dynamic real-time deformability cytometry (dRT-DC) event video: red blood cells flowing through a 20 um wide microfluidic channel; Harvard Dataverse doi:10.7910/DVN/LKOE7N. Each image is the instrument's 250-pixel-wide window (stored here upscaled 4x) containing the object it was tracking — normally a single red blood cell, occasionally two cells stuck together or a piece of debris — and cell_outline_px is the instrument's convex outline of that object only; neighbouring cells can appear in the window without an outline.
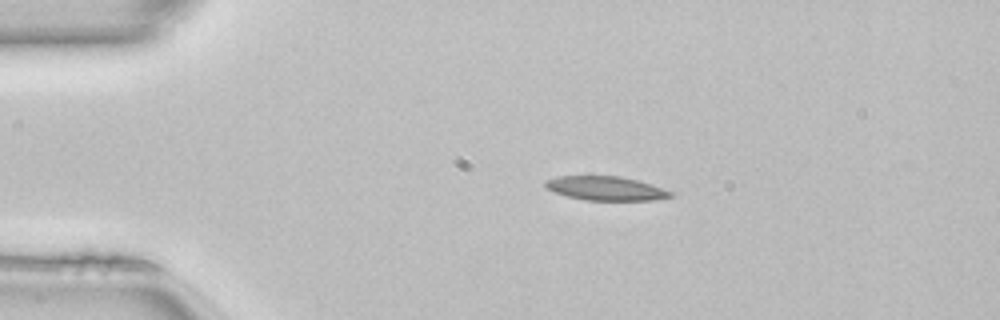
{"species": "common noctule bat (a hibernating species)", "species_latin": "Nyctalus noctula", "temperature_condition": "room temperature", "stored_images_in_passage": 40, "camera_frame_rate_fps": 3000, "um_per_image_px": 0.085, "animal": {"sex": "female", "body_mass_g": 22.7, "forearm_length_mm": 54.2}, "frame": {"image": 1, "passage_image": 1, "time_ms": 0.0, "image_size_px": [1000, 320], "cell_outline_px": [[672, 196], [652, 200], [584, 200], [552, 192], [544, 184], [544, 180], [560, 176], [620, 176], [636, 180], [672, 192]], "centroid_in_image_um": [51.42, 16.01], "position_along_channel_um": 33.6, "area_um2": 17.22}}
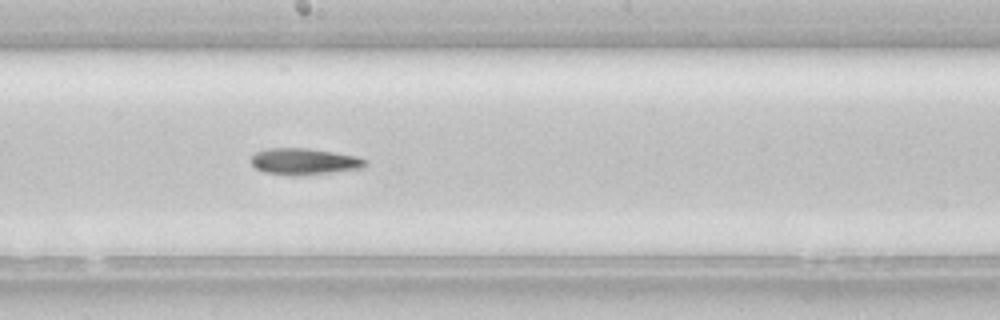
{"frame": {"image": 2, "passage_image": 18, "time_ms": 5.667, "image_size_px": [1000, 320], "cell_outline_px": [[368, 160], [360, 168], [296, 176], [292, 176], [264, 172], [256, 168], [248, 160], [256, 152], [268, 148], [304, 148], [332, 152], [356, 156]], "centroid_in_image_um": [25.77, 13.72], "position_along_channel_um": 222.4, "area_um2": 17.34}}
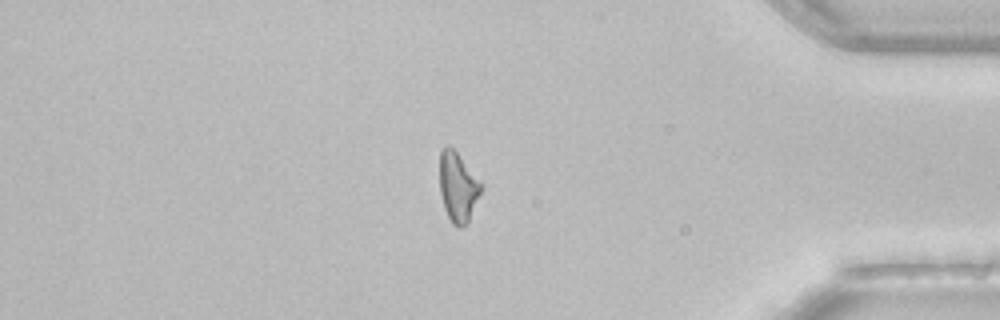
{"frame": {"image": 3, "passage_image": 33, "time_ms": 10.667, "image_size_px": [1000, 320], "cell_outline_px": [[484, 188], [468, 224], [460, 228], [452, 224], [444, 208], [440, 192], [440, 152], [444, 144], [448, 144], [456, 152], [484, 184]], "centroid_in_image_um": [38.96, 15.92], "position_along_channel_um": 396.2, "area_um2": 17.22}}